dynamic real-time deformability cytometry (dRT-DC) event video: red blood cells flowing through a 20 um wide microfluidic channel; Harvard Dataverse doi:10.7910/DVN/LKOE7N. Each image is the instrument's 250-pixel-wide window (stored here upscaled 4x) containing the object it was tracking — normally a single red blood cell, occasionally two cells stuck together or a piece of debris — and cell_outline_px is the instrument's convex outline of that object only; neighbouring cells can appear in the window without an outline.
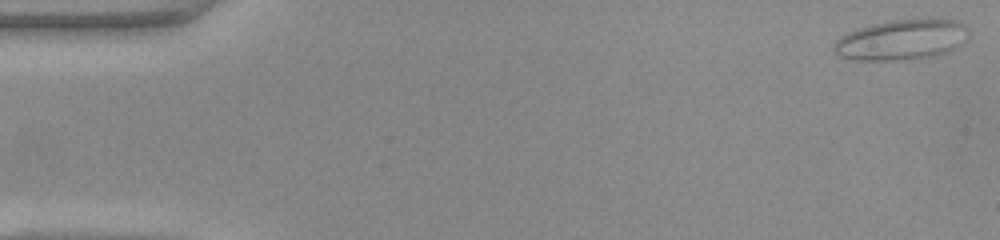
{"species": "common noctule bat (a hibernating species)", "species_latin": "Nyctalus noctula", "temperature_condition": "warm", "stored_images_in_passage": 49, "camera_frame_rate_fps": 3000, "um_per_image_px": 0.085, "animal": {"sex": "female", "body_mass_g": 22.0, "forearm_length_mm": 56.7}, "frame": {"image": 1, "passage_image": 1, "time_ms": 0.0, "image_size_px": [1000, 240], "cell_outline_px": [[968, 32], [956, 48], [948, 52], [932, 56], [896, 60], [856, 60], [840, 56], [832, 48], [832, 44], [840, 36], [848, 32], [872, 24], [892, 20], [956, 20], [964, 24]], "centroid_in_image_um": [76.57, 3.39], "position_along_channel_um": 8.4, "area_um2": 31.1}}
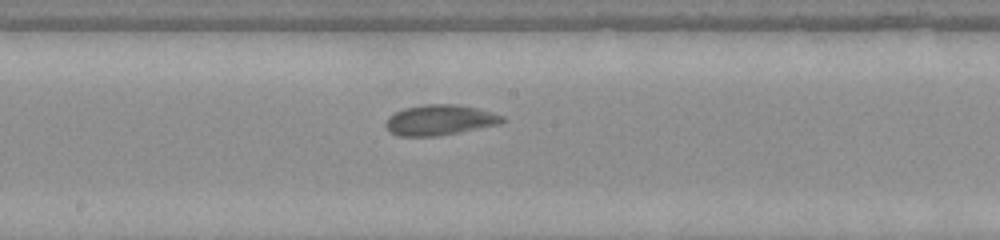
{"frame": {"image": 2, "passage_image": 26, "time_ms": 8.333, "image_size_px": [1000, 240], "cell_outline_px": [[504, 120], [500, 124], [436, 136], [400, 136], [392, 132], [384, 124], [388, 116], [404, 108], [424, 104], [456, 104], [476, 108], [492, 112], [504, 116]], "centroid_in_image_um": [37.37, 10.19], "position_along_channel_um": 210.8, "area_um2": 20.46}}
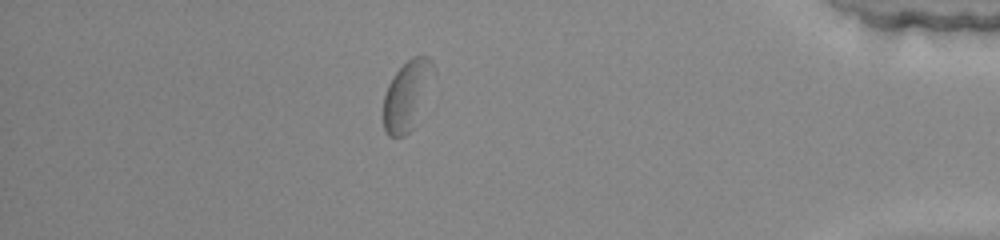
{"frame": {"image": 3, "passage_image": 43, "time_ms": 14.0, "image_size_px": [1000, 240], "cell_outline_px": [[432, 68], [412, 128], [404, 136], [388, 136], [384, 128], [384, 96], [388, 84], [396, 72], [412, 56], [428, 56], [432, 60]], "centroid_in_image_um": [34.49, 8.1], "position_along_channel_um": 400.7, "area_um2": 18.67}, "authors_computed_cell_mechanics": {"area_um2": 20.808, "velocity_mm_per_s": 4.0796, "shape_relaxation_time_tau1_ms": 4.9996, "shape_relaxation_time_tau2_ms": 1.714, "deformation_change_tau1": 0.1518, "deformation_change_tau2": 0.0646}}